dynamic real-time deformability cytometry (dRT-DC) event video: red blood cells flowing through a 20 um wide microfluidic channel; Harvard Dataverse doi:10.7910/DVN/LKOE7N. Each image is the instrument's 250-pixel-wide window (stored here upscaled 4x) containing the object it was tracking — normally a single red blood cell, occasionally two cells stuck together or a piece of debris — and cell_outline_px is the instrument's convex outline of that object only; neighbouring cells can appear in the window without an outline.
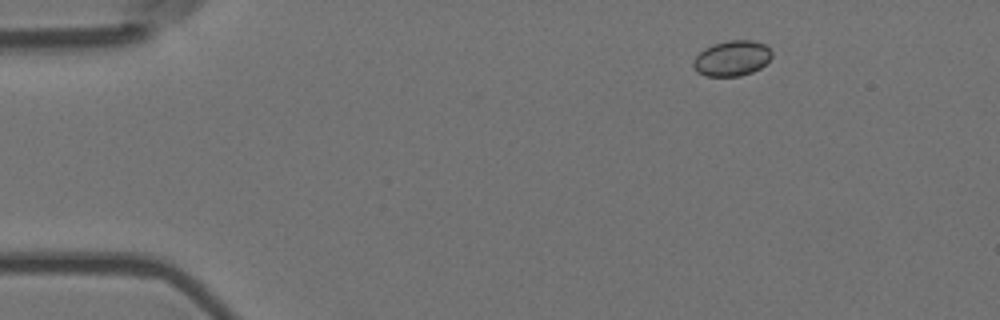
{"species": "Egyptian fruit bat (a non-hibernating species)", "species_latin": "Rousettus aegyptiacus", "temperature_condition": "room temperature", "stored_images_in_passage": 49, "camera_frame_rate_fps": 3000, "um_per_image_px": 0.085, "animal": {"sex": "female"}, "frame": {"image": 1, "passage_image": 1, "time_ms": 0.0, "image_size_px": [1000, 320], "cell_outline_px": [[772, 56], [760, 68], [752, 72], [740, 76], [708, 76], [696, 72], [692, 64], [692, 60], [704, 48], [712, 44], [728, 40], [752, 40], [764, 44], [772, 52]], "centroid_in_image_um": [62.18, 4.95], "position_along_channel_um": 22.8, "area_um2": 16.24}}
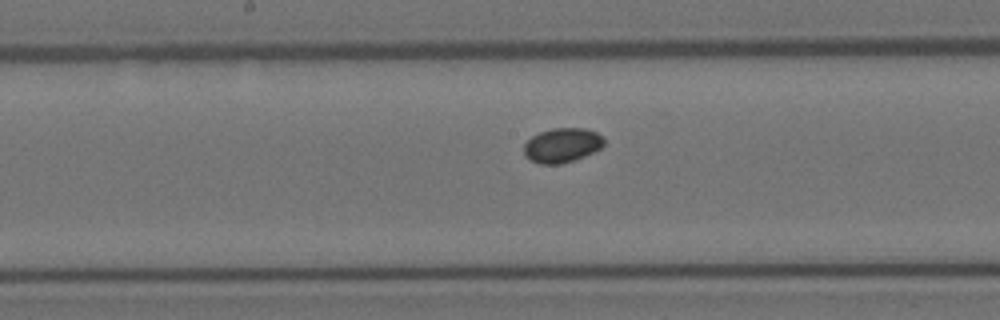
{"frame": {"image": 2, "passage_image": 22, "time_ms": 7.0, "image_size_px": [1000, 320], "cell_outline_px": [[604, 144], [600, 148], [584, 156], [560, 164], [540, 164], [524, 156], [524, 144], [532, 136], [540, 132], [552, 128], [584, 128], [596, 132], [604, 136]], "centroid_in_image_um": [47.78, 12.33], "position_along_channel_um": 200.4, "area_um2": 16.01}}
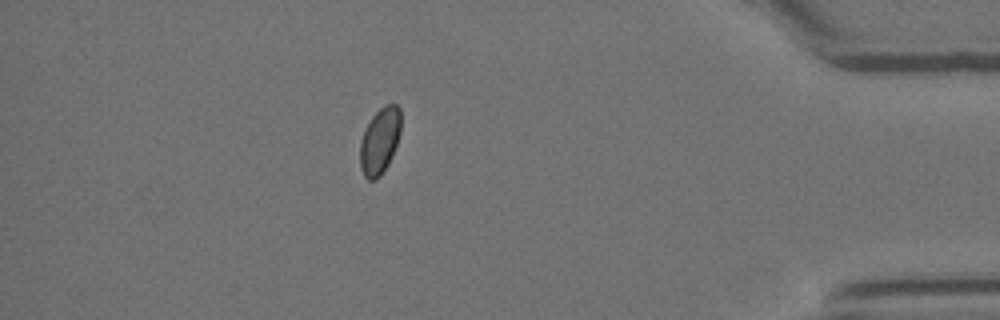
{"frame": {"image": 3, "passage_image": 42, "time_ms": 13.667, "image_size_px": [1000, 320], "cell_outline_px": [[400, 132], [392, 156], [388, 164], [380, 176], [376, 180], [368, 180], [364, 176], [360, 168], [360, 140], [372, 116], [384, 104], [396, 104], [400, 108]], "centroid_in_image_um": [32.27, 11.99], "position_along_channel_um": 402.9, "area_um2": 15.72}}